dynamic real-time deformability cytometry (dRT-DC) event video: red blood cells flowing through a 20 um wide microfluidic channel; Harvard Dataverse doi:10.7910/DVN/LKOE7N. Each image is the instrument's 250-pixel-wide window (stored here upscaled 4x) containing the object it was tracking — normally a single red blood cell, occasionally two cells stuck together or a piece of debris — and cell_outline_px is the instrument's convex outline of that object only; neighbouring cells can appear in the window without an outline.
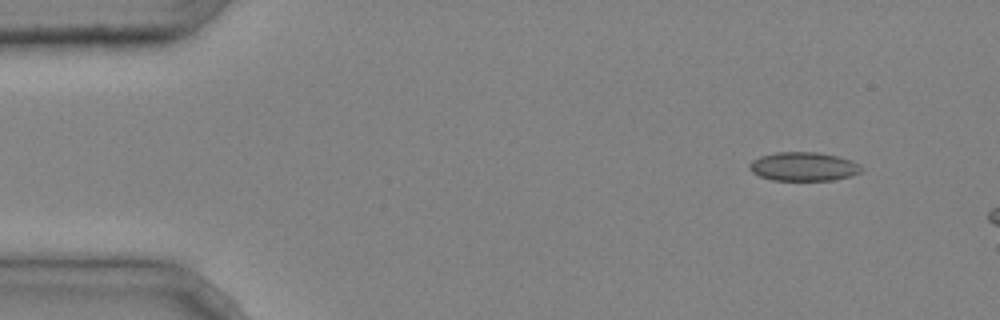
{"species": "common noctule bat (a hibernating species)", "species_latin": "Nyctalus noctula", "temperature_condition": "cold", "stored_images_in_passage": 3, "camera_frame_rate_fps": 3000, "um_per_image_px": 0.085, "animal": {"sex": "male", "body_mass_g": 20.4}, "frame": {"image": 1, "passage_image": 1, "time_ms": 0.0, "image_size_px": [1000, 320], "cell_outline_px": [[864, 168], [860, 172], [852, 176], [832, 180], [772, 180], [760, 176], [752, 172], [748, 168], [748, 164], [752, 160], [760, 156], [776, 152], [816, 152], [836, 156], [860, 164]], "centroid_in_image_um": [68.28, 14.16], "position_along_channel_um": 16.7, "area_um2": 18.79}}